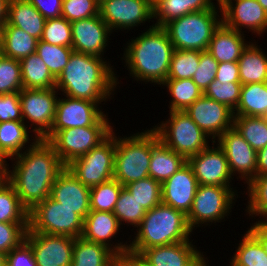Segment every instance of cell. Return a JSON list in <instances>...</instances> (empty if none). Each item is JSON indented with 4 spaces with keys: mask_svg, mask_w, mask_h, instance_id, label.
<instances>
[{
    "mask_svg": "<svg viewBox=\"0 0 267 266\" xmlns=\"http://www.w3.org/2000/svg\"><path fill=\"white\" fill-rule=\"evenodd\" d=\"M125 187L146 211L162 202L161 183L152 177L131 182Z\"/></svg>",
    "mask_w": 267,
    "mask_h": 266,
    "instance_id": "60d3db41",
    "label": "cell"
},
{
    "mask_svg": "<svg viewBox=\"0 0 267 266\" xmlns=\"http://www.w3.org/2000/svg\"><path fill=\"white\" fill-rule=\"evenodd\" d=\"M112 126H87L58 131L48 142L67 166L76 158L97 147L112 132Z\"/></svg>",
    "mask_w": 267,
    "mask_h": 266,
    "instance_id": "7c38bea8",
    "label": "cell"
},
{
    "mask_svg": "<svg viewBox=\"0 0 267 266\" xmlns=\"http://www.w3.org/2000/svg\"><path fill=\"white\" fill-rule=\"evenodd\" d=\"M258 223L267 229V212L262 216V219L259 220L258 218Z\"/></svg>",
    "mask_w": 267,
    "mask_h": 266,
    "instance_id": "6125c7cd",
    "label": "cell"
},
{
    "mask_svg": "<svg viewBox=\"0 0 267 266\" xmlns=\"http://www.w3.org/2000/svg\"><path fill=\"white\" fill-rule=\"evenodd\" d=\"M25 241L32 249L37 266H71L73 237L27 231Z\"/></svg>",
    "mask_w": 267,
    "mask_h": 266,
    "instance_id": "ac0fdd59",
    "label": "cell"
},
{
    "mask_svg": "<svg viewBox=\"0 0 267 266\" xmlns=\"http://www.w3.org/2000/svg\"><path fill=\"white\" fill-rule=\"evenodd\" d=\"M246 42L244 32L236 31L221 23L214 31L207 51L218 63L238 62L243 50L250 43Z\"/></svg>",
    "mask_w": 267,
    "mask_h": 266,
    "instance_id": "d4e9b609",
    "label": "cell"
},
{
    "mask_svg": "<svg viewBox=\"0 0 267 266\" xmlns=\"http://www.w3.org/2000/svg\"><path fill=\"white\" fill-rule=\"evenodd\" d=\"M99 15L112 32L129 31L141 23L152 21V0H102Z\"/></svg>",
    "mask_w": 267,
    "mask_h": 266,
    "instance_id": "5bb4252c",
    "label": "cell"
},
{
    "mask_svg": "<svg viewBox=\"0 0 267 266\" xmlns=\"http://www.w3.org/2000/svg\"><path fill=\"white\" fill-rule=\"evenodd\" d=\"M23 121L19 92L0 95V123Z\"/></svg>",
    "mask_w": 267,
    "mask_h": 266,
    "instance_id": "816d5d0a",
    "label": "cell"
},
{
    "mask_svg": "<svg viewBox=\"0 0 267 266\" xmlns=\"http://www.w3.org/2000/svg\"><path fill=\"white\" fill-rule=\"evenodd\" d=\"M115 133V162L113 178L122 186L149 177L152 152V128L131 136Z\"/></svg>",
    "mask_w": 267,
    "mask_h": 266,
    "instance_id": "5b68a950",
    "label": "cell"
},
{
    "mask_svg": "<svg viewBox=\"0 0 267 266\" xmlns=\"http://www.w3.org/2000/svg\"><path fill=\"white\" fill-rule=\"evenodd\" d=\"M10 160L13 167L7 168L4 177L28 211L50 196L53 183L66 167L54 147L42 138Z\"/></svg>",
    "mask_w": 267,
    "mask_h": 266,
    "instance_id": "6da1fadb",
    "label": "cell"
},
{
    "mask_svg": "<svg viewBox=\"0 0 267 266\" xmlns=\"http://www.w3.org/2000/svg\"><path fill=\"white\" fill-rule=\"evenodd\" d=\"M218 64V61L207 50L200 51L199 66L192 80L203 93L209 84L215 80Z\"/></svg>",
    "mask_w": 267,
    "mask_h": 266,
    "instance_id": "f907efd6",
    "label": "cell"
},
{
    "mask_svg": "<svg viewBox=\"0 0 267 266\" xmlns=\"http://www.w3.org/2000/svg\"><path fill=\"white\" fill-rule=\"evenodd\" d=\"M74 52L72 47L51 45L39 40L37 43L36 54L48 67L52 76L57 79L62 70L69 62L71 54Z\"/></svg>",
    "mask_w": 267,
    "mask_h": 266,
    "instance_id": "ab89813d",
    "label": "cell"
},
{
    "mask_svg": "<svg viewBox=\"0 0 267 266\" xmlns=\"http://www.w3.org/2000/svg\"><path fill=\"white\" fill-rule=\"evenodd\" d=\"M57 95L58 90L55 87L50 89L23 88L19 92L23 121L31 123L29 128H32L33 134L38 138H43L54 123L59 98Z\"/></svg>",
    "mask_w": 267,
    "mask_h": 266,
    "instance_id": "4fadbf2b",
    "label": "cell"
},
{
    "mask_svg": "<svg viewBox=\"0 0 267 266\" xmlns=\"http://www.w3.org/2000/svg\"><path fill=\"white\" fill-rule=\"evenodd\" d=\"M29 126L24 121H6L0 123V152L7 159L19 155L32 146L39 138H29ZM33 138V139H32ZM33 140V141H32ZM29 141H32L29 142ZM27 143H31L27 145ZM25 145H27L25 147Z\"/></svg>",
    "mask_w": 267,
    "mask_h": 266,
    "instance_id": "f546056e",
    "label": "cell"
},
{
    "mask_svg": "<svg viewBox=\"0 0 267 266\" xmlns=\"http://www.w3.org/2000/svg\"><path fill=\"white\" fill-rule=\"evenodd\" d=\"M207 263H208V261L207 262L205 261L204 266H209Z\"/></svg>",
    "mask_w": 267,
    "mask_h": 266,
    "instance_id": "89a4df30",
    "label": "cell"
},
{
    "mask_svg": "<svg viewBox=\"0 0 267 266\" xmlns=\"http://www.w3.org/2000/svg\"><path fill=\"white\" fill-rule=\"evenodd\" d=\"M185 113L211 138L212 142L216 141L226 130L233 128V110L204 94L191 104Z\"/></svg>",
    "mask_w": 267,
    "mask_h": 266,
    "instance_id": "2e32d148",
    "label": "cell"
},
{
    "mask_svg": "<svg viewBox=\"0 0 267 266\" xmlns=\"http://www.w3.org/2000/svg\"><path fill=\"white\" fill-rule=\"evenodd\" d=\"M192 241L150 247L139 256L150 266H204L207 257Z\"/></svg>",
    "mask_w": 267,
    "mask_h": 266,
    "instance_id": "44dd1931",
    "label": "cell"
},
{
    "mask_svg": "<svg viewBox=\"0 0 267 266\" xmlns=\"http://www.w3.org/2000/svg\"><path fill=\"white\" fill-rule=\"evenodd\" d=\"M113 131L114 129L97 147L92 148L66 166L88 188H93L113 179L116 150L115 133Z\"/></svg>",
    "mask_w": 267,
    "mask_h": 266,
    "instance_id": "30bf717a",
    "label": "cell"
},
{
    "mask_svg": "<svg viewBox=\"0 0 267 266\" xmlns=\"http://www.w3.org/2000/svg\"><path fill=\"white\" fill-rule=\"evenodd\" d=\"M119 257L107 246L74 238L71 266H118Z\"/></svg>",
    "mask_w": 267,
    "mask_h": 266,
    "instance_id": "f1b7e54d",
    "label": "cell"
},
{
    "mask_svg": "<svg viewBox=\"0 0 267 266\" xmlns=\"http://www.w3.org/2000/svg\"><path fill=\"white\" fill-rule=\"evenodd\" d=\"M6 266H37L32 249L26 241L6 254Z\"/></svg>",
    "mask_w": 267,
    "mask_h": 266,
    "instance_id": "f5cc1de1",
    "label": "cell"
},
{
    "mask_svg": "<svg viewBox=\"0 0 267 266\" xmlns=\"http://www.w3.org/2000/svg\"><path fill=\"white\" fill-rule=\"evenodd\" d=\"M74 52L102 57L112 34L100 15L71 22Z\"/></svg>",
    "mask_w": 267,
    "mask_h": 266,
    "instance_id": "d6986e66",
    "label": "cell"
},
{
    "mask_svg": "<svg viewBox=\"0 0 267 266\" xmlns=\"http://www.w3.org/2000/svg\"><path fill=\"white\" fill-rule=\"evenodd\" d=\"M126 42L125 67L134 80L160 85L167 79L174 46L163 27L149 26Z\"/></svg>",
    "mask_w": 267,
    "mask_h": 266,
    "instance_id": "3957f363",
    "label": "cell"
},
{
    "mask_svg": "<svg viewBox=\"0 0 267 266\" xmlns=\"http://www.w3.org/2000/svg\"><path fill=\"white\" fill-rule=\"evenodd\" d=\"M46 19L27 0H9L7 20L3 25L22 29L41 40Z\"/></svg>",
    "mask_w": 267,
    "mask_h": 266,
    "instance_id": "83f0119b",
    "label": "cell"
},
{
    "mask_svg": "<svg viewBox=\"0 0 267 266\" xmlns=\"http://www.w3.org/2000/svg\"><path fill=\"white\" fill-rule=\"evenodd\" d=\"M242 84L212 81L205 90L204 95L217 102L227 105L231 110H235L240 100Z\"/></svg>",
    "mask_w": 267,
    "mask_h": 266,
    "instance_id": "7dc6e473",
    "label": "cell"
},
{
    "mask_svg": "<svg viewBox=\"0 0 267 266\" xmlns=\"http://www.w3.org/2000/svg\"><path fill=\"white\" fill-rule=\"evenodd\" d=\"M47 20L62 17L63 0H27Z\"/></svg>",
    "mask_w": 267,
    "mask_h": 266,
    "instance_id": "db71d44e",
    "label": "cell"
},
{
    "mask_svg": "<svg viewBox=\"0 0 267 266\" xmlns=\"http://www.w3.org/2000/svg\"><path fill=\"white\" fill-rule=\"evenodd\" d=\"M187 160L165 146L157 133L152 129V152L150 158L149 177L161 184L177 172Z\"/></svg>",
    "mask_w": 267,
    "mask_h": 266,
    "instance_id": "484cf974",
    "label": "cell"
},
{
    "mask_svg": "<svg viewBox=\"0 0 267 266\" xmlns=\"http://www.w3.org/2000/svg\"><path fill=\"white\" fill-rule=\"evenodd\" d=\"M50 196L83 219L90 212V188L84 186L67 167L57 176Z\"/></svg>",
    "mask_w": 267,
    "mask_h": 266,
    "instance_id": "cb8c5ba5",
    "label": "cell"
},
{
    "mask_svg": "<svg viewBox=\"0 0 267 266\" xmlns=\"http://www.w3.org/2000/svg\"><path fill=\"white\" fill-rule=\"evenodd\" d=\"M28 223L0 222V252L7 254L20 246L26 238Z\"/></svg>",
    "mask_w": 267,
    "mask_h": 266,
    "instance_id": "c3c4849f",
    "label": "cell"
},
{
    "mask_svg": "<svg viewBox=\"0 0 267 266\" xmlns=\"http://www.w3.org/2000/svg\"><path fill=\"white\" fill-rule=\"evenodd\" d=\"M145 213L146 210L123 186L113 210V214L117 217L120 226L126 223L128 226L134 225L133 227L137 228L141 224Z\"/></svg>",
    "mask_w": 267,
    "mask_h": 266,
    "instance_id": "f35d334b",
    "label": "cell"
},
{
    "mask_svg": "<svg viewBox=\"0 0 267 266\" xmlns=\"http://www.w3.org/2000/svg\"><path fill=\"white\" fill-rule=\"evenodd\" d=\"M22 89L20 61L0 53V95L20 92Z\"/></svg>",
    "mask_w": 267,
    "mask_h": 266,
    "instance_id": "ee69618b",
    "label": "cell"
},
{
    "mask_svg": "<svg viewBox=\"0 0 267 266\" xmlns=\"http://www.w3.org/2000/svg\"><path fill=\"white\" fill-rule=\"evenodd\" d=\"M267 174V146L257 151V176Z\"/></svg>",
    "mask_w": 267,
    "mask_h": 266,
    "instance_id": "680465c9",
    "label": "cell"
},
{
    "mask_svg": "<svg viewBox=\"0 0 267 266\" xmlns=\"http://www.w3.org/2000/svg\"><path fill=\"white\" fill-rule=\"evenodd\" d=\"M161 186L162 203L183 211L187 215L199 186L190 164L186 162Z\"/></svg>",
    "mask_w": 267,
    "mask_h": 266,
    "instance_id": "603a6c76",
    "label": "cell"
},
{
    "mask_svg": "<svg viewBox=\"0 0 267 266\" xmlns=\"http://www.w3.org/2000/svg\"><path fill=\"white\" fill-rule=\"evenodd\" d=\"M248 231L260 242L267 255V229L256 221L254 224H252Z\"/></svg>",
    "mask_w": 267,
    "mask_h": 266,
    "instance_id": "9f6ffc18",
    "label": "cell"
},
{
    "mask_svg": "<svg viewBox=\"0 0 267 266\" xmlns=\"http://www.w3.org/2000/svg\"><path fill=\"white\" fill-rule=\"evenodd\" d=\"M213 0H152L153 25L164 27L168 22L178 19L188 13L208 9H221ZM217 6V7H216Z\"/></svg>",
    "mask_w": 267,
    "mask_h": 266,
    "instance_id": "4316f807",
    "label": "cell"
},
{
    "mask_svg": "<svg viewBox=\"0 0 267 266\" xmlns=\"http://www.w3.org/2000/svg\"><path fill=\"white\" fill-rule=\"evenodd\" d=\"M247 186L249 198L245 211L254 219L255 216L261 218L267 212V174L255 177Z\"/></svg>",
    "mask_w": 267,
    "mask_h": 266,
    "instance_id": "f6af8a7d",
    "label": "cell"
},
{
    "mask_svg": "<svg viewBox=\"0 0 267 266\" xmlns=\"http://www.w3.org/2000/svg\"><path fill=\"white\" fill-rule=\"evenodd\" d=\"M99 15L96 0H63L62 17L69 22Z\"/></svg>",
    "mask_w": 267,
    "mask_h": 266,
    "instance_id": "681fc988",
    "label": "cell"
},
{
    "mask_svg": "<svg viewBox=\"0 0 267 266\" xmlns=\"http://www.w3.org/2000/svg\"><path fill=\"white\" fill-rule=\"evenodd\" d=\"M237 193L233 187L199 185L187 214L190 229L193 231L202 224L211 226L210 223L225 220L235 204Z\"/></svg>",
    "mask_w": 267,
    "mask_h": 266,
    "instance_id": "9c48e42d",
    "label": "cell"
},
{
    "mask_svg": "<svg viewBox=\"0 0 267 266\" xmlns=\"http://www.w3.org/2000/svg\"><path fill=\"white\" fill-rule=\"evenodd\" d=\"M161 85L167 87L172 98L169 111H185L204 94L192 79L165 80Z\"/></svg>",
    "mask_w": 267,
    "mask_h": 266,
    "instance_id": "d590c367",
    "label": "cell"
},
{
    "mask_svg": "<svg viewBox=\"0 0 267 266\" xmlns=\"http://www.w3.org/2000/svg\"><path fill=\"white\" fill-rule=\"evenodd\" d=\"M41 41L51 45L72 47L71 22L64 17L47 19Z\"/></svg>",
    "mask_w": 267,
    "mask_h": 266,
    "instance_id": "bcb514c9",
    "label": "cell"
},
{
    "mask_svg": "<svg viewBox=\"0 0 267 266\" xmlns=\"http://www.w3.org/2000/svg\"><path fill=\"white\" fill-rule=\"evenodd\" d=\"M119 230L120 224L113 212L90 211L84 219L82 237L107 246L120 258L129 252V244L127 241L124 244L112 242Z\"/></svg>",
    "mask_w": 267,
    "mask_h": 266,
    "instance_id": "7402d4cb",
    "label": "cell"
},
{
    "mask_svg": "<svg viewBox=\"0 0 267 266\" xmlns=\"http://www.w3.org/2000/svg\"><path fill=\"white\" fill-rule=\"evenodd\" d=\"M7 160L6 158L2 155V153L0 152V177H4L6 174V170L8 168V164H7Z\"/></svg>",
    "mask_w": 267,
    "mask_h": 266,
    "instance_id": "94428289",
    "label": "cell"
},
{
    "mask_svg": "<svg viewBox=\"0 0 267 266\" xmlns=\"http://www.w3.org/2000/svg\"><path fill=\"white\" fill-rule=\"evenodd\" d=\"M215 142L224 151L233 178L239 174L237 178L248 184L257 177V151L234 127L226 130Z\"/></svg>",
    "mask_w": 267,
    "mask_h": 266,
    "instance_id": "9a60e30c",
    "label": "cell"
},
{
    "mask_svg": "<svg viewBox=\"0 0 267 266\" xmlns=\"http://www.w3.org/2000/svg\"><path fill=\"white\" fill-rule=\"evenodd\" d=\"M122 187L113 178L90 188V211L113 212Z\"/></svg>",
    "mask_w": 267,
    "mask_h": 266,
    "instance_id": "7bdbcfd3",
    "label": "cell"
},
{
    "mask_svg": "<svg viewBox=\"0 0 267 266\" xmlns=\"http://www.w3.org/2000/svg\"><path fill=\"white\" fill-rule=\"evenodd\" d=\"M215 80L240 83L238 62H223L218 64Z\"/></svg>",
    "mask_w": 267,
    "mask_h": 266,
    "instance_id": "11a10c76",
    "label": "cell"
},
{
    "mask_svg": "<svg viewBox=\"0 0 267 266\" xmlns=\"http://www.w3.org/2000/svg\"><path fill=\"white\" fill-rule=\"evenodd\" d=\"M257 1L267 13V0H257Z\"/></svg>",
    "mask_w": 267,
    "mask_h": 266,
    "instance_id": "e7e4bbea",
    "label": "cell"
},
{
    "mask_svg": "<svg viewBox=\"0 0 267 266\" xmlns=\"http://www.w3.org/2000/svg\"><path fill=\"white\" fill-rule=\"evenodd\" d=\"M28 213L14 187L5 177H0V222L28 223Z\"/></svg>",
    "mask_w": 267,
    "mask_h": 266,
    "instance_id": "e575fe53",
    "label": "cell"
},
{
    "mask_svg": "<svg viewBox=\"0 0 267 266\" xmlns=\"http://www.w3.org/2000/svg\"><path fill=\"white\" fill-rule=\"evenodd\" d=\"M20 64L23 88L50 89L56 87V79L36 53L21 59Z\"/></svg>",
    "mask_w": 267,
    "mask_h": 266,
    "instance_id": "836d02e7",
    "label": "cell"
},
{
    "mask_svg": "<svg viewBox=\"0 0 267 266\" xmlns=\"http://www.w3.org/2000/svg\"><path fill=\"white\" fill-rule=\"evenodd\" d=\"M211 143L213 146L191 156L187 162L199 185L232 187L230 183L233 178L225 153L215 141Z\"/></svg>",
    "mask_w": 267,
    "mask_h": 266,
    "instance_id": "e0dca14e",
    "label": "cell"
},
{
    "mask_svg": "<svg viewBox=\"0 0 267 266\" xmlns=\"http://www.w3.org/2000/svg\"><path fill=\"white\" fill-rule=\"evenodd\" d=\"M242 236L229 266H267V255L260 242L248 230Z\"/></svg>",
    "mask_w": 267,
    "mask_h": 266,
    "instance_id": "8d00e7d4",
    "label": "cell"
},
{
    "mask_svg": "<svg viewBox=\"0 0 267 266\" xmlns=\"http://www.w3.org/2000/svg\"><path fill=\"white\" fill-rule=\"evenodd\" d=\"M9 0H0V27L6 22Z\"/></svg>",
    "mask_w": 267,
    "mask_h": 266,
    "instance_id": "91938a15",
    "label": "cell"
},
{
    "mask_svg": "<svg viewBox=\"0 0 267 266\" xmlns=\"http://www.w3.org/2000/svg\"><path fill=\"white\" fill-rule=\"evenodd\" d=\"M136 236L129 244V253L140 255L145 249L190 240L187 215L180 210L160 203L146 211L141 224L135 229ZM190 235V236H189Z\"/></svg>",
    "mask_w": 267,
    "mask_h": 266,
    "instance_id": "277c9868",
    "label": "cell"
},
{
    "mask_svg": "<svg viewBox=\"0 0 267 266\" xmlns=\"http://www.w3.org/2000/svg\"><path fill=\"white\" fill-rule=\"evenodd\" d=\"M106 58L73 52L68 64L56 79L62 95L88 101L107 102L119 84L118 77Z\"/></svg>",
    "mask_w": 267,
    "mask_h": 266,
    "instance_id": "7a4b0ae2",
    "label": "cell"
},
{
    "mask_svg": "<svg viewBox=\"0 0 267 266\" xmlns=\"http://www.w3.org/2000/svg\"><path fill=\"white\" fill-rule=\"evenodd\" d=\"M221 11L222 23L231 29L247 28L259 37L267 31V13L257 0H229Z\"/></svg>",
    "mask_w": 267,
    "mask_h": 266,
    "instance_id": "ffe728a7",
    "label": "cell"
},
{
    "mask_svg": "<svg viewBox=\"0 0 267 266\" xmlns=\"http://www.w3.org/2000/svg\"><path fill=\"white\" fill-rule=\"evenodd\" d=\"M251 42L243 50L238 60L239 79L242 85L266 82L267 54L260 45Z\"/></svg>",
    "mask_w": 267,
    "mask_h": 266,
    "instance_id": "4dcf8cb0",
    "label": "cell"
},
{
    "mask_svg": "<svg viewBox=\"0 0 267 266\" xmlns=\"http://www.w3.org/2000/svg\"><path fill=\"white\" fill-rule=\"evenodd\" d=\"M233 127L254 150L267 146V125L261 117L234 116Z\"/></svg>",
    "mask_w": 267,
    "mask_h": 266,
    "instance_id": "74e56055",
    "label": "cell"
},
{
    "mask_svg": "<svg viewBox=\"0 0 267 266\" xmlns=\"http://www.w3.org/2000/svg\"><path fill=\"white\" fill-rule=\"evenodd\" d=\"M0 266H6V254L0 252Z\"/></svg>",
    "mask_w": 267,
    "mask_h": 266,
    "instance_id": "be15d7a7",
    "label": "cell"
},
{
    "mask_svg": "<svg viewBox=\"0 0 267 266\" xmlns=\"http://www.w3.org/2000/svg\"><path fill=\"white\" fill-rule=\"evenodd\" d=\"M234 116L262 117L267 113V83L242 85L240 100Z\"/></svg>",
    "mask_w": 267,
    "mask_h": 266,
    "instance_id": "d6a6232c",
    "label": "cell"
},
{
    "mask_svg": "<svg viewBox=\"0 0 267 266\" xmlns=\"http://www.w3.org/2000/svg\"><path fill=\"white\" fill-rule=\"evenodd\" d=\"M0 51H1V27H0Z\"/></svg>",
    "mask_w": 267,
    "mask_h": 266,
    "instance_id": "a7ac6f4b",
    "label": "cell"
},
{
    "mask_svg": "<svg viewBox=\"0 0 267 266\" xmlns=\"http://www.w3.org/2000/svg\"><path fill=\"white\" fill-rule=\"evenodd\" d=\"M221 23V9H208L188 13L168 22L163 28L175 50L206 51L214 31Z\"/></svg>",
    "mask_w": 267,
    "mask_h": 266,
    "instance_id": "8992f818",
    "label": "cell"
},
{
    "mask_svg": "<svg viewBox=\"0 0 267 266\" xmlns=\"http://www.w3.org/2000/svg\"><path fill=\"white\" fill-rule=\"evenodd\" d=\"M38 39L12 25L1 26V51L6 57L21 60L36 53Z\"/></svg>",
    "mask_w": 267,
    "mask_h": 266,
    "instance_id": "1f68e13d",
    "label": "cell"
},
{
    "mask_svg": "<svg viewBox=\"0 0 267 266\" xmlns=\"http://www.w3.org/2000/svg\"><path fill=\"white\" fill-rule=\"evenodd\" d=\"M199 61L198 50H174L166 80L192 79Z\"/></svg>",
    "mask_w": 267,
    "mask_h": 266,
    "instance_id": "b9f144b4",
    "label": "cell"
},
{
    "mask_svg": "<svg viewBox=\"0 0 267 266\" xmlns=\"http://www.w3.org/2000/svg\"><path fill=\"white\" fill-rule=\"evenodd\" d=\"M84 219L51 196L28 213V231L49 235L81 237Z\"/></svg>",
    "mask_w": 267,
    "mask_h": 266,
    "instance_id": "ba28073f",
    "label": "cell"
},
{
    "mask_svg": "<svg viewBox=\"0 0 267 266\" xmlns=\"http://www.w3.org/2000/svg\"><path fill=\"white\" fill-rule=\"evenodd\" d=\"M66 97V98H65ZM59 97L56 104L54 123L50 131L42 138L49 141L58 131L67 128L87 126H111L107 113L105 114L97 102Z\"/></svg>",
    "mask_w": 267,
    "mask_h": 266,
    "instance_id": "8fae6325",
    "label": "cell"
},
{
    "mask_svg": "<svg viewBox=\"0 0 267 266\" xmlns=\"http://www.w3.org/2000/svg\"><path fill=\"white\" fill-rule=\"evenodd\" d=\"M118 266H150L139 255L127 253L118 259Z\"/></svg>",
    "mask_w": 267,
    "mask_h": 266,
    "instance_id": "6f0895ef",
    "label": "cell"
},
{
    "mask_svg": "<svg viewBox=\"0 0 267 266\" xmlns=\"http://www.w3.org/2000/svg\"><path fill=\"white\" fill-rule=\"evenodd\" d=\"M261 118L264 120L265 124L267 125V113H265Z\"/></svg>",
    "mask_w": 267,
    "mask_h": 266,
    "instance_id": "003e7915",
    "label": "cell"
},
{
    "mask_svg": "<svg viewBox=\"0 0 267 266\" xmlns=\"http://www.w3.org/2000/svg\"><path fill=\"white\" fill-rule=\"evenodd\" d=\"M229 0H217V6L219 8H221L226 2H228Z\"/></svg>",
    "mask_w": 267,
    "mask_h": 266,
    "instance_id": "03108f58",
    "label": "cell"
},
{
    "mask_svg": "<svg viewBox=\"0 0 267 266\" xmlns=\"http://www.w3.org/2000/svg\"><path fill=\"white\" fill-rule=\"evenodd\" d=\"M169 118L153 126L159 140L186 160L206 149L209 136L185 113L169 111Z\"/></svg>",
    "mask_w": 267,
    "mask_h": 266,
    "instance_id": "52a82bcc",
    "label": "cell"
}]
</instances>
